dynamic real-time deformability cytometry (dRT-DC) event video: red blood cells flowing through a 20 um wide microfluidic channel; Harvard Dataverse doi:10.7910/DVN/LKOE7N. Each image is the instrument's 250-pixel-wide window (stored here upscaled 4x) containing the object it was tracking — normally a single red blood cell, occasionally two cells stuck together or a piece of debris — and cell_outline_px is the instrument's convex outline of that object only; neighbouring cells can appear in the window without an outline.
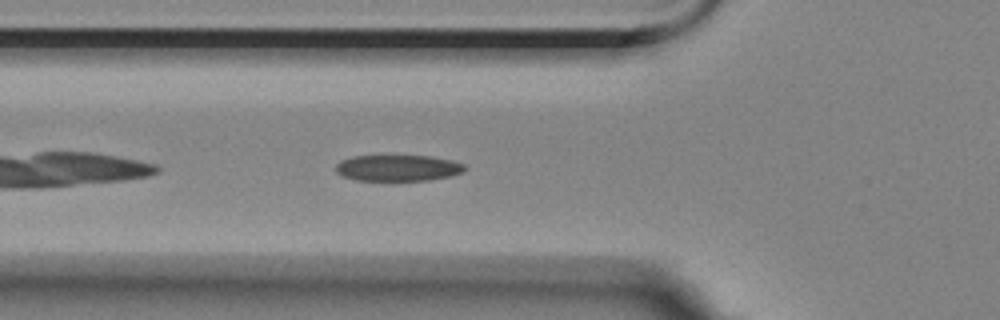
{"species": "Egyptian fruit bat (a non-hibernating species)", "species_latin": "Rousettus aegyptiacus", "temperature_condition": "room temperature", "stored_images_in_passage": 37, "camera_frame_rate_fps": 3000, "um_per_image_px": 0.085, "animal": {"sex": "female"}, "frame": {"image": 1, "passage_image": 5, "time_ms": 1.333, "image_size_px": [1000, 320], "cell_outline_px": [[468, 168], [464, 172], [452, 176], [428, 180], [356, 180], [344, 176], [336, 172], [336, 164], [340, 160], [352, 156], [432, 156], [452, 160], [464, 164]], "centroid_in_image_um": [33.87, 14.27], "position_along_channel_um": 91.9, "area_um2": 19.77}}
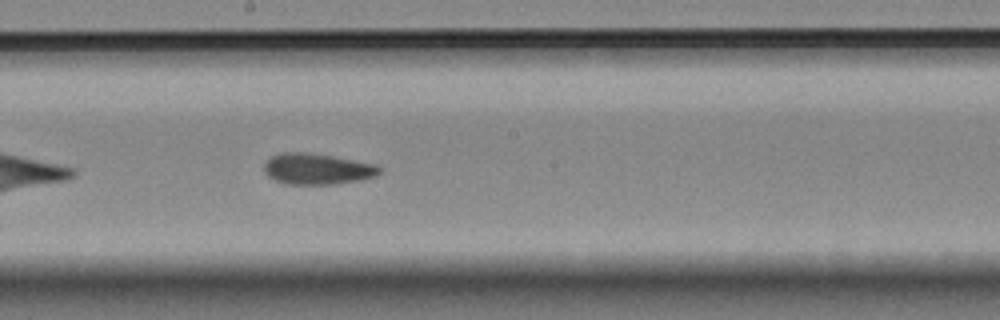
{"frame": {"image": 2, "passage_image": 16, "time_ms": 5.0, "image_size_px": [1000, 320], "cell_outline_px": [[380, 172], [376, 176], [360, 180], [336, 184], [284, 184], [268, 176], [264, 172], [264, 164], [272, 156], [284, 152], [304, 152], [332, 156], [376, 164], [380, 168]], "centroid_in_image_um": [26.96, 14.36], "position_along_channel_um": 221.2, "area_um2": 20.75}}
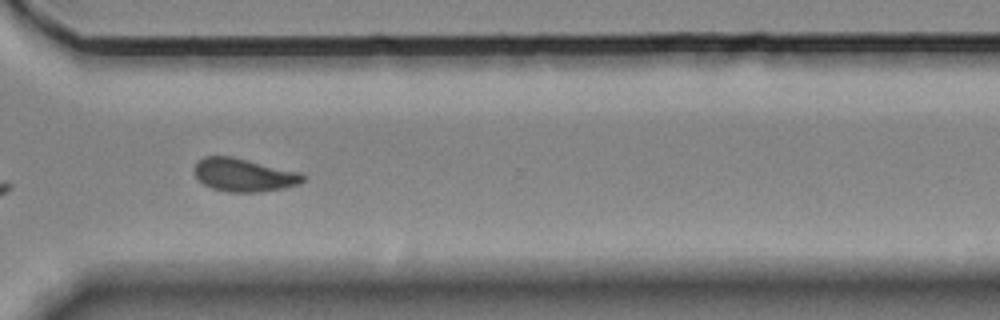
{"frame": {"image": 3, "passage_image": 27, "time_ms": 8.667, "image_size_px": [1000, 320], "cell_outline_px": [[304, 180], [300, 184], [284, 188], [260, 192], [228, 192], [212, 188], [204, 184], [196, 176], [192, 168], [204, 156], [232, 156], [300, 172], [304, 176]], "centroid_in_image_um": [20.73, 14.87], "position_along_channel_um": 349.9, "area_um2": 20.98}, "authors_computed_cell_mechanics": {"area_um2": 20.6924, "velocity_mm_per_s": 3.5071, "shape_relaxation_time_tau1_ms": 5.7233, "shape_relaxation_time_tau2_ms": 2.2737, "deformation_change_tau1": 0.1565, "deformation_change_tau2": 0.0753}}